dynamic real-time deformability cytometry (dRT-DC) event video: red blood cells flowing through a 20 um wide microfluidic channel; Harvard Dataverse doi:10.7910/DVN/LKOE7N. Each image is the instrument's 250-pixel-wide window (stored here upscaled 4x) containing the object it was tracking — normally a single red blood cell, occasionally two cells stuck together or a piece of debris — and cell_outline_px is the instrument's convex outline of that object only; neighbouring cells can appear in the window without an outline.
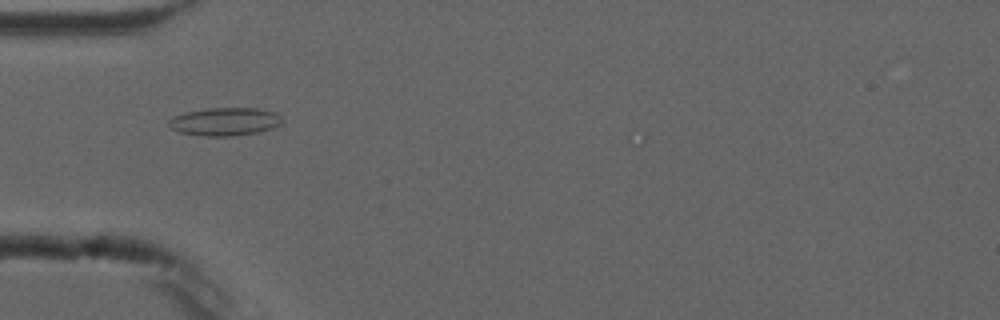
{"species": "common noctule bat (a hibernating species)", "species_latin": "Nyctalus noctula", "temperature_condition": "cold", "stored_images_in_passage": 1, "camera_frame_rate_fps": 3000, "um_per_image_px": 0.085, "animal": {"sex": "male", "forearm_length_mm": 52.5}, "frame": {"image": 1, "passage_image": 1, "time_ms": 0.0, "image_size_px": [1000, 320], "cell_outline_px": [[280, 124], [272, 128], [260, 132], [228, 136], [204, 136], [180, 132], [172, 128], [168, 124], [168, 120], [172, 116], [188, 112], [208, 108], [256, 108], [276, 112], [280, 116]], "centroid_in_image_um": [19.1, 10.33], "position_along_channel_um": 65.9, "area_um2": 18.38}}